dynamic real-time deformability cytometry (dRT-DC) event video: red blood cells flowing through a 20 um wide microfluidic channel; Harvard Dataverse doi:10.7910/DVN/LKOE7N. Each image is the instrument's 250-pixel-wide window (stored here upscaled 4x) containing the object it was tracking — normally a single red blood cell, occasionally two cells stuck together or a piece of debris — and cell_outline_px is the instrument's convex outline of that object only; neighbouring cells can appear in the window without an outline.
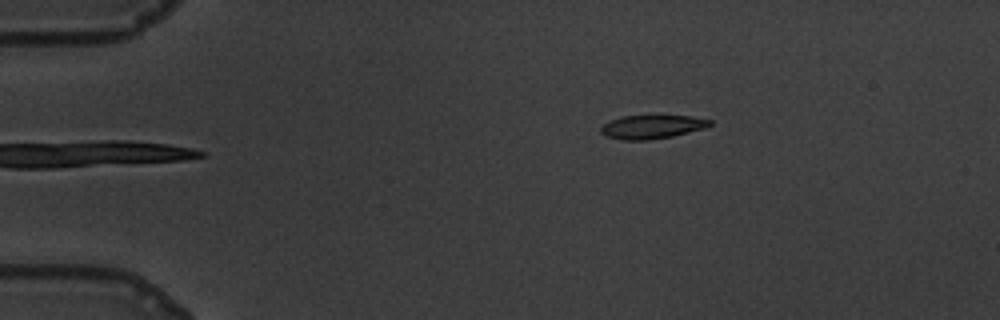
{"species": "common noctule bat (a hibernating species)", "species_latin": "Nyctalus noctula", "temperature_condition": "warm", "stored_images_in_passage": 8, "camera_frame_rate_fps": 3000, "um_per_image_px": 0.085, "animal": {"sex": "male", "body_mass_g": 19.5, "forearm_length_mm": 54.6}, "frame": {"image": 1, "passage_image": 1, "time_ms": 0.0, "image_size_px": [1000, 320], "cell_outline_px": [[712, 124], [704, 128], [672, 136], [648, 140], [624, 140], [608, 136], [600, 132], [600, 128], [608, 120], [620, 116], [692, 116], [712, 120]], "centroid_in_image_um": [55.4, 10.77], "position_along_channel_um": 29.6, "area_um2": 14.91}}